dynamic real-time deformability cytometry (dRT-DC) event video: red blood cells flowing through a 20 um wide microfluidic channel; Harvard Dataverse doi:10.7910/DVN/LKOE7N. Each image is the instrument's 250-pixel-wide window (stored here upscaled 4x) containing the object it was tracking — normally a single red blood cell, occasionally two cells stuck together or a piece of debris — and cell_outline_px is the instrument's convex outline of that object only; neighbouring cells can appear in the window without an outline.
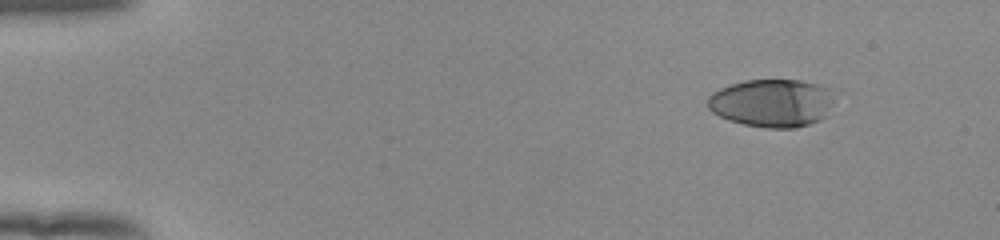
{"species": "human", "species_latin": "Homo sapiens", "temperature_condition": "room temperature", "stored_images_in_passage": 48, "camera_frame_rate_fps": 3000, "um_per_image_px": 0.085, "donor": {"sex": "female"}, "frame": {"image": 1, "passage_image": 1, "time_ms": 0.0, "image_size_px": [1000, 240], "cell_outline_px": [[832, 100], [824, 116], [820, 120], [796, 128], [768, 128], [744, 124], [728, 120], [712, 112], [708, 108], [708, 96], [712, 92], [720, 88], [744, 80], [800, 80], [816, 84], [828, 88]], "centroid_in_image_um": [65.56, 8.75], "position_along_channel_um": 19.4, "area_um2": 35.08}}
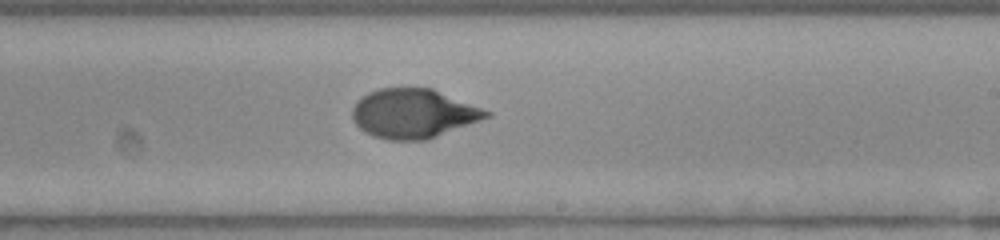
{"frame": {"image": 2, "passage_image": 28, "time_ms": 9.0, "image_size_px": [1000, 240], "cell_outline_px": [[492, 116], [428, 140], [388, 140], [372, 136], [364, 132], [352, 120], [352, 108], [356, 100], [368, 92], [380, 88], [432, 88], [492, 112]], "centroid_in_image_um": [35.12, 9.66], "position_along_channel_um": 253.9, "area_um2": 38.73}}
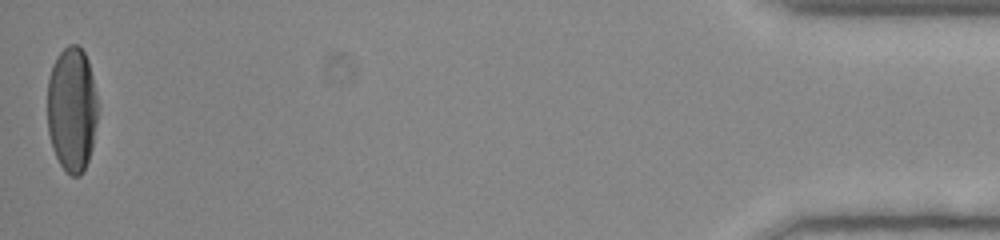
{"frame": {"image": 3, "passage_image": 48, "time_ms": 15.667, "image_size_px": [1000, 240], "cell_outline_px": [[96, 120], [92, 148], [88, 160], [80, 176], [72, 176], [60, 164], [52, 148], [48, 132], [48, 80], [52, 64], [60, 52], [68, 44], [76, 44], [84, 52], [88, 60], [92, 76], [96, 96]], "centroid_in_image_um": [6.09, 9.28], "position_along_channel_um": 429.1, "area_um2": 36.41}, "authors_computed_cell_mechanics": {"area_um2": 38.3214, "velocity_mm_per_s": 3.9077, "shape_relaxation_time_tau1_ms": 4.5365, "shape_relaxation_time_tau2_ms": 0.9282, "deformation_change_tau1": 0.2194, "deformation_change_tau2": 0.0434}}